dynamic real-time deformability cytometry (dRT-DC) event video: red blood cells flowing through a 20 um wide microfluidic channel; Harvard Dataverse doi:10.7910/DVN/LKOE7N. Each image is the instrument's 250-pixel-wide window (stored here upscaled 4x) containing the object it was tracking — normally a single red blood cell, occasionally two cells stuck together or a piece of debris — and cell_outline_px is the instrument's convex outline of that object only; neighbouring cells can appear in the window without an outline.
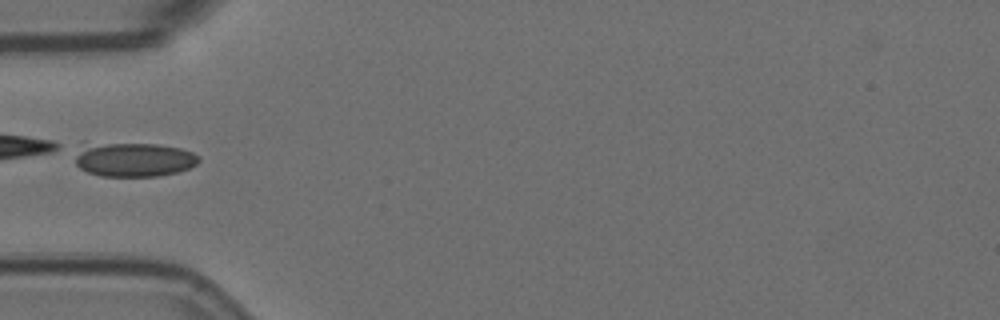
{"species": "Egyptian fruit bat (a non-hibernating species)", "species_latin": "Rousettus aegyptiacus", "temperature_condition": "room temperature", "stored_images_in_passage": 13, "camera_frame_rate_fps": 3000, "um_per_image_px": 0.085, "animal": {"sex": "female"}, "frame": {"image": 1, "passage_image": 1, "time_ms": 0.0, "image_size_px": [1000, 320], "cell_outline_px": [[200, 160], [196, 164], [188, 168], [176, 172], [156, 176], [100, 176], [88, 172], [80, 168], [76, 164], [76, 152], [84, 140], [156, 144], [180, 148], [192, 152], [200, 156]], "centroid_in_image_um": [11.27, 13.5], "position_along_channel_um": 73.7, "area_um2": 25.55}}
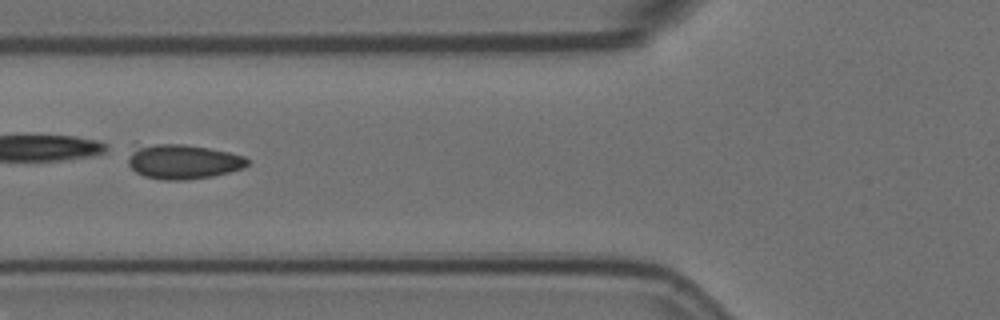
{"frame": {"image": 2, "passage_image": 4, "time_ms": 1.0, "image_size_px": [1000, 320], "cell_outline_px": [[248, 164], [244, 168], [212, 176], [184, 180], [164, 180], [144, 176], [136, 172], [128, 164], [128, 160], [136, 140], [184, 144], [208, 148], [228, 152], [244, 156], [248, 160]], "centroid_in_image_um": [15.44, 13.68], "position_along_channel_um": 110.4, "area_um2": 24.8}}